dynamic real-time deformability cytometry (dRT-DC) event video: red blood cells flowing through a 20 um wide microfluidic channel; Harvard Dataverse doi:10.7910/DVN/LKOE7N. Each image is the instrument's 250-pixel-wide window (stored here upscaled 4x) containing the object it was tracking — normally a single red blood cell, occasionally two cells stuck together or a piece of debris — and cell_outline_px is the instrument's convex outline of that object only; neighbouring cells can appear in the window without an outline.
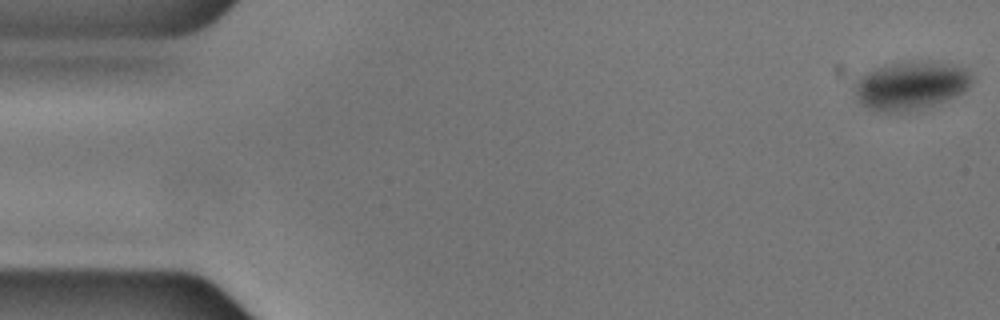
{"species": "common noctule bat (a hibernating species)", "species_latin": "Nyctalus noctula", "temperature_condition": "cold", "stored_images_in_passage": 56, "camera_frame_rate_fps": 3000, "um_per_image_px": 0.085, "animal": {"sex": "male", "body_mass_g": 17.9, "forearm_length_mm": 54.2}, "frame": {"image": 1, "passage_image": 1, "time_ms": 0.0, "image_size_px": [1000, 320], "cell_outline_px": [[976, 76], [972, 84], [964, 92], [956, 96], [924, 108], [896, 112], [880, 112], [864, 104], [856, 96], [852, 88], [852, 84], [860, 76], [876, 68], [896, 64], [940, 64], [964, 68]], "centroid_in_image_um": [77.42, 7.32], "position_along_channel_um": 7.6, "area_um2": 32.02}}
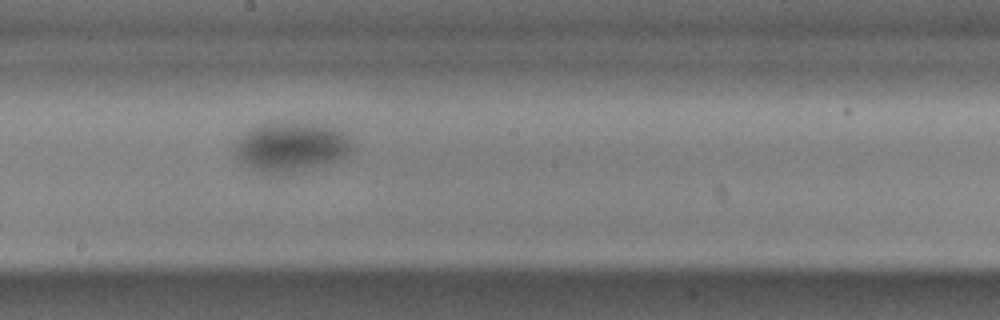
{"frame": {"image": 2, "passage_image": 30, "time_ms": 9.667, "image_size_px": [1000, 320], "cell_outline_px": [[356, 148], [344, 156], [336, 160], [324, 164], [280, 176], [260, 172], [240, 164], [232, 152], [232, 144], [248, 128], [264, 120], [292, 120], [324, 124], [344, 132], [352, 140]], "centroid_in_image_um": [24.65, 12.43], "position_along_channel_um": 223.6, "area_um2": 35.89}}
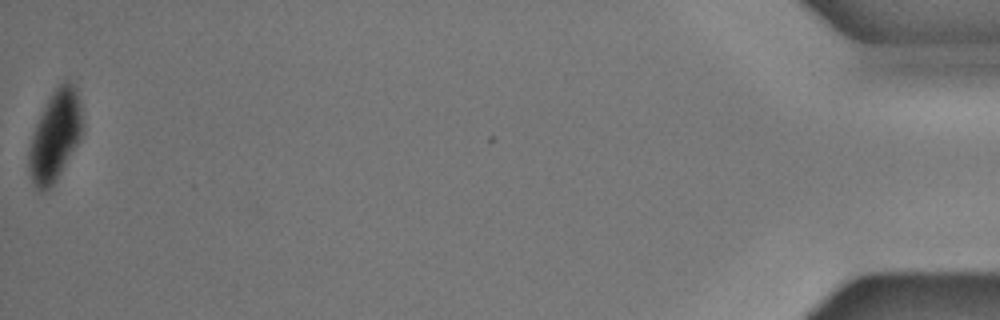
{"frame": {"image": 3, "passage_image": 56, "time_ms": 18.333, "image_size_px": [1000, 320], "cell_outline_px": [[84, 128], [80, 140], [56, 180], [44, 192], [40, 192], [36, 188], [32, 180], [28, 168], [28, 152], [32, 136], [36, 124], [52, 92], [64, 80], [68, 80], [76, 88], [80, 100], [84, 124]], "centroid_in_image_um": [4.71, 11.54], "position_along_channel_um": 430.5, "area_um2": 28.15}}